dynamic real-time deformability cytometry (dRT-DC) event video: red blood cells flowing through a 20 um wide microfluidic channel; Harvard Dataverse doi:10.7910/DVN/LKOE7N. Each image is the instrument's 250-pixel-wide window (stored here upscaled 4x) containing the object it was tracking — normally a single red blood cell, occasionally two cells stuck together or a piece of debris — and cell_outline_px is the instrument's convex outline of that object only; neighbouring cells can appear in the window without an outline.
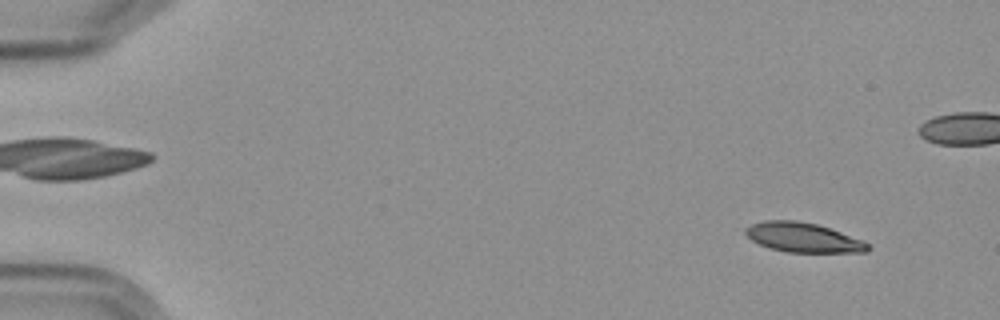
{"species": "Egyptian fruit bat (a non-hibernating species)", "species_latin": "Rousettus aegyptiacus", "temperature_condition": "cold", "stored_images_in_passage": 10, "camera_frame_rate_fps": 3000, "um_per_image_px": 0.085, "frame": {"image": 1, "passage_image": 2, "time_ms": 1.0, "image_size_px": [1000, 320], "cell_outline_px": [[872, 248], [868, 252], [788, 252], [768, 248], [752, 240], [744, 232], [744, 228], [752, 224], [764, 220], [796, 220], [816, 224], [864, 240]], "centroid_in_image_um": [68.27, 20.19], "position_along_channel_um": 16.7, "area_um2": 21.04}}
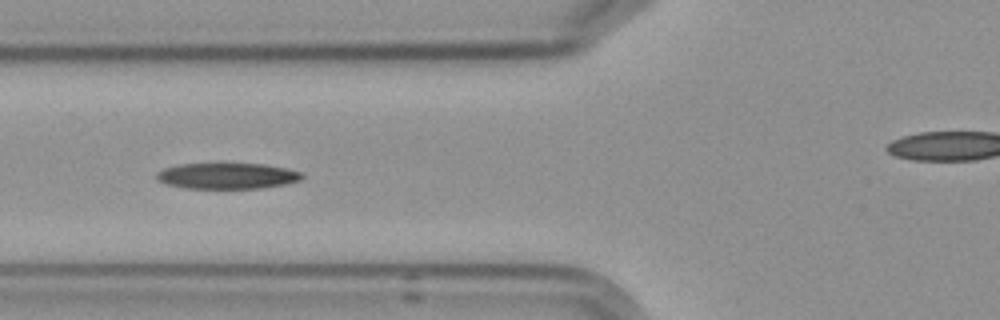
{"frame": {"image": 2, "passage_image": 7, "time_ms": 7.0, "image_size_px": [1000, 320], "cell_outline_px": [[304, 176], [300, 180], [284, 184], [260, 188], [184, 188], [168, 184], [156, 180], [156, 172], [164, 168], [180, 164], [264, 164], [284, 168], [300, 172]], "centroid_in_image_um": [19.27, 14.95], "position_along_channel_um": 106.5, "area_um2": 21.73}}